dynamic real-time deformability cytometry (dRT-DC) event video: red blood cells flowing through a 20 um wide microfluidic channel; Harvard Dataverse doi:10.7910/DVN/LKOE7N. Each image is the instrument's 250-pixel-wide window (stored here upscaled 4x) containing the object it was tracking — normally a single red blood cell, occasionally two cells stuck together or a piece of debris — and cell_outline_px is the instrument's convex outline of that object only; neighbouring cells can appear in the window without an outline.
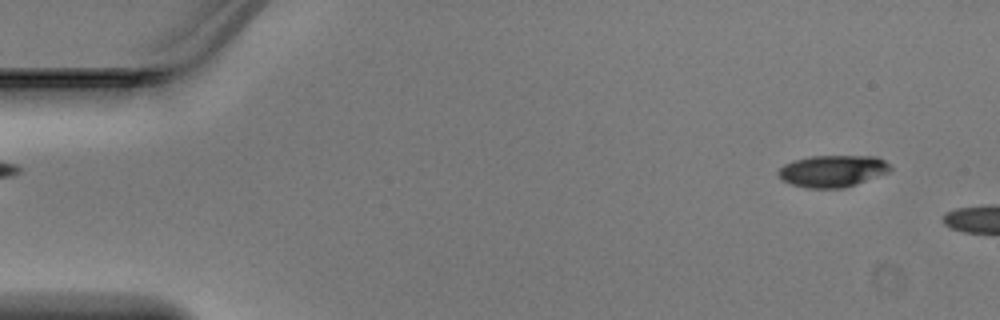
{"species": "Egyptian fruit bat (a non-hibernating species)", "species_latin": "Rousettus aegyptiacus", "temperature_condition": "warm", "stored_images_in_passage": 2, "camera_frame_rate_fps": 3000, "um_per_image_px": 0.085, "animal": {"sex": "male"}, "frame": {"image": 1, "passage_image": 1, "time_ms": 0.0, "image_size_px": [1000, 320], "cell_outline_px": [[892, 168], [888, 172], [856, 184], [844, 188], [808, 188], [792, 184], [780, 180], [776, 172], [784, 164], [796, 160], [812, 156], [876, 156], [884, 160]], "centroid_in_image_um": [70.74, 14.54], "position_along_channel_um": 14.3, "area_um2": 20.69}}